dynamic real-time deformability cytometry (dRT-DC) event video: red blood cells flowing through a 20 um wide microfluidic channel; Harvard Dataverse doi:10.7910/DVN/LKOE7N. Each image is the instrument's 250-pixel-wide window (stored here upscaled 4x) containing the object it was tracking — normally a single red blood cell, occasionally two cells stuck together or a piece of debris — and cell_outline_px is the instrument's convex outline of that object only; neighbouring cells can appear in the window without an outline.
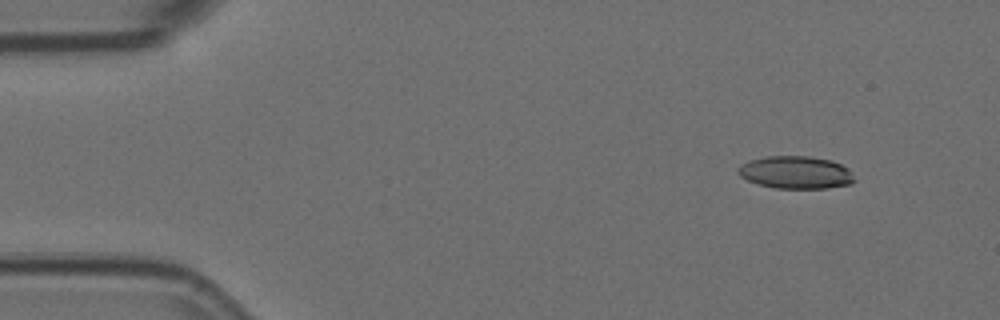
{"species": "Egyptian fruit bat (a non-hibernating species)", "species_latin": "Rousettus aegyptiacus", "temperature_condition": "room temperature", "stored_images_in_passage": 4, "camera_frame_rate_fps": 3000, "um_per_image_px": 0.085, "animal": {"sex": "female"}, "frame": {"image": 1, "passage_image": 1, "time_ms": 0.0, "image_size_px": [1000, 320], "cell_outline_px": [[856, 180], [852, 184], [828, 188], [776, 188], [760, 184], [748, 180], [740, 176], [736, 172], [748, 160], [764, 156], [808, 156], [832, 160], [848, 168]], "centroid_in_image_um": [67.67, 14.65], "position_along_channel_um": 17.3, "area_um2": 22.08}}
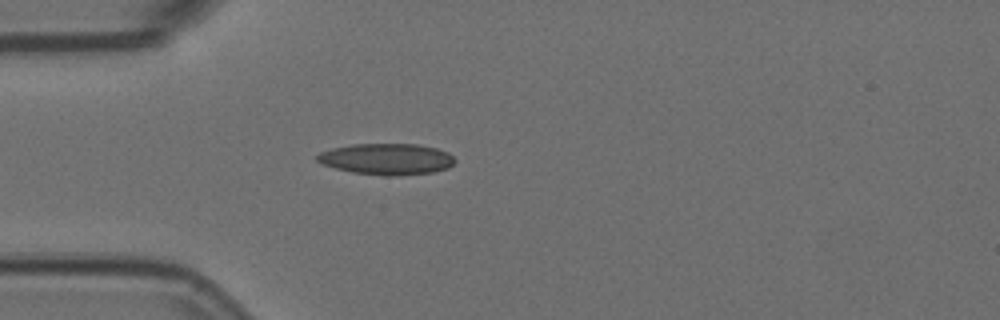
{"frame": {"image": 2, "passage_image": 4, "time_ms": 1.0, "image_size_px": [1000, 320], "cell_outline_px": [[456, 160], [448, 168], [432, 172], [392, 176], [384, 176], [352, 172], [336, 168], [324, 164], [316, 160], [316, 156], [320, 152], [332, 148], [352, 144], [416, 144], [436, 148], [448, 152]], "centroid_in_image_um": [32.87, 13.52], "position_along_channel_um": 52.1, "area_um2": 24.97}}